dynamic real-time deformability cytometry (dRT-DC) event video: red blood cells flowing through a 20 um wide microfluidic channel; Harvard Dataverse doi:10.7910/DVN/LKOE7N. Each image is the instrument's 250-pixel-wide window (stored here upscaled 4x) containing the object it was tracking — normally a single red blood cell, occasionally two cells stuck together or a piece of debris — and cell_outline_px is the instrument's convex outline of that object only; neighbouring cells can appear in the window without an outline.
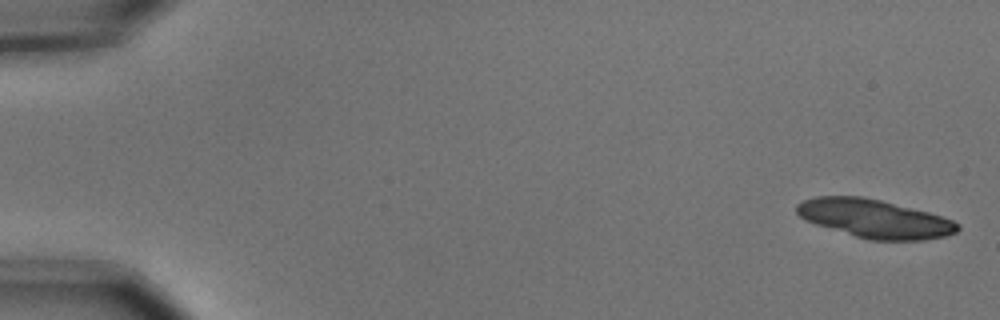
{"species": "common noctule bat (a hibernating species)", "species_latin": "Nyctalus noctula", "temperature_condition": "cold", "stored_images_in_passage": 5, "camera_frame_rate_fps": 3000, "um_per_image_px": 0.085, "animal": {"sex": "male", "body_mass_g": 15.6}, "frame": {"image": 1, "passage_image": 1, "time_ms": 0.0, "image_size_px": [1000, 320], "cell_outline_px": [[960, 228], [956, 232], [944, 236], [924, 240], [868, 240], [816, 224], [804, 220], [796, 212], [796, 204], [804, 200], [816, 196], [864, 196], [928, 212], [952, 220], [960, 224]], "centroid_in_image_um": [74.32, 18.58], "position_along_channel_um": 10.7, "area_um2": 35.89}}